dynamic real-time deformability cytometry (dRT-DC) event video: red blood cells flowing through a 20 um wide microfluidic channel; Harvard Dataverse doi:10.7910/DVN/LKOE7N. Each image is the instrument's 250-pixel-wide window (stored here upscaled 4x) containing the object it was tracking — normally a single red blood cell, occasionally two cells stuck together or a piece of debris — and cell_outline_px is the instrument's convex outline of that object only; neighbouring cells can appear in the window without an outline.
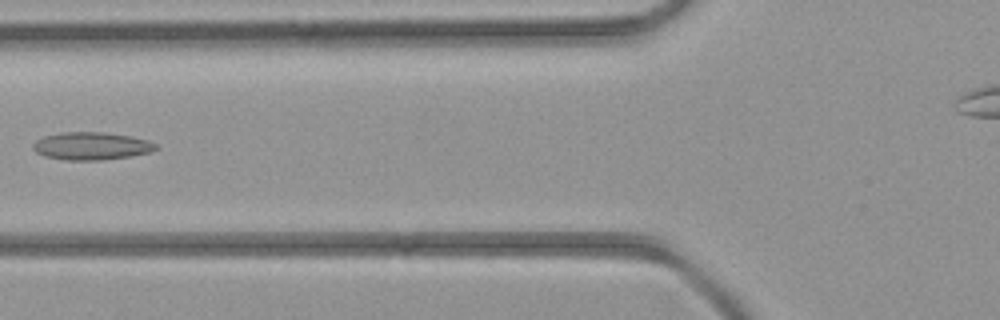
{"species": "common noctule bat (a hibernating species)", "species_latin": "Nyctalus noctula", "temperature_condition": "room temperature", "stored_images_in_passage": 4, "camera_frame_rate_fps": 3000, "um_per_image_px": 0.085, "animal": {"sex": "female", "body_mass_g": 21.9}, "frame": {"image": 1, "passage_image": 4, "time_ms": 4.333, "image_size_px": [1000, 320], "cell_outline_px": [[160, 148], [152, 152], [132, 156], [104, 160], [68, 160], [44, 156], [36, 152], [32, 148], [32, 144], [36, 140], [44, 136], [60, 132], [104, 132], [132, 136], [148, 140], [156, 144]], "centroid_in_image_um": [7.8, 12.41], "position_along_channel_um": 118.0, "area_um2": 20.11}}